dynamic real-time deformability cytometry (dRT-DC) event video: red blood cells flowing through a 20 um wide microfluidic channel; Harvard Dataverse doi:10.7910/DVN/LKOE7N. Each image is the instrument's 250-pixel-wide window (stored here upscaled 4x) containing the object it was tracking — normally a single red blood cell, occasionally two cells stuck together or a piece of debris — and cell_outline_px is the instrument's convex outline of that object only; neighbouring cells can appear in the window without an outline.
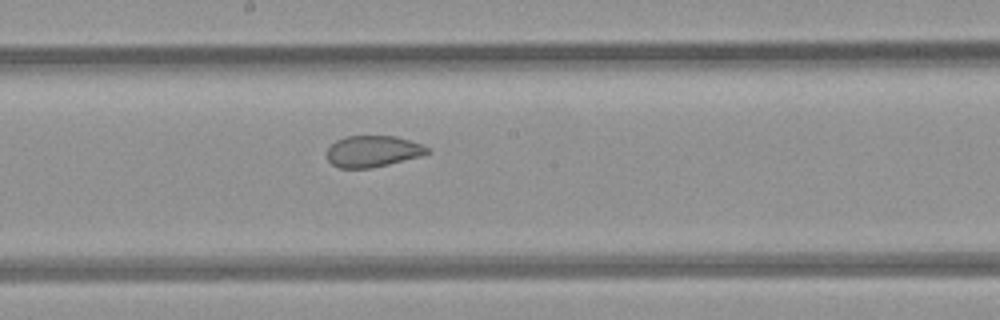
{"species": "common noctule bat (a hibernating species)", "species_latin": "Nyctalus noctula", "temperature_condition": "room temperature", "stored_images_in_passage": 5, "camera_frame_rate_fps": 3000, "um_per_image_px": 0.085, "animal": {"sex": "female", "body_mass_g": 21.9}, "frame": {"image": 1, "passage_image": 5, "time_ms": 1.333, "image_size_px": [1000, 320], "cell_outline_px": [[432, 152], [420, 156], [372, 168], [340, 168], [332, 164], [328, 160], [328, 148], [336, 140], [344, 136], [396, 136], [420, 144], [428, 148]], "centroid_in_image_um": [31.68, 12.86], "position_along_channel_um": 216.5, "area_um2": 18.21}}